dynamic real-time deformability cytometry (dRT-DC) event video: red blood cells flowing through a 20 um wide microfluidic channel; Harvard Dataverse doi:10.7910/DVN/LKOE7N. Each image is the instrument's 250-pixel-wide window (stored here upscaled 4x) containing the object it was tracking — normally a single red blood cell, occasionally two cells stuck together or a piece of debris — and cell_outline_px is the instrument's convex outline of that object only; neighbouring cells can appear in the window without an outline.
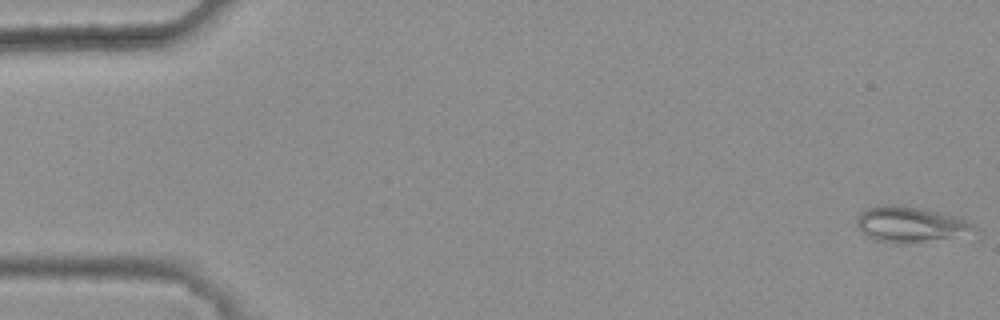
{"species": "common noctule bat (a hibernating species)", "species_latin": "Nyctalus noctula", "temperature_condition": "warm", "stored_images_in_passage": 46, "camera_frame_rate_fps": 3000, "um_per_image_px": 0.085, "animal": {"sex": "female", "body_mass_g": 25.1}, "frame": {"image": 1, "passage_image": 1, "time_ms": 0.0, "image_size_px": [1000, 320], "cell_outline_px": [[980, 232], [976, 240], [904, 244], [896, 244], [876, 240], [864, 236], [860, 232], [856, 224], [856, 220], [860, 212], [868, 208], [884, 204], [892, 204], [920, 208], [952, 216], [964, 220], [972, 224]], "centroid_in_image_um": [77.59, 19.18], "position_along_channel_um": 7.4, "area_um2": 26.18}}
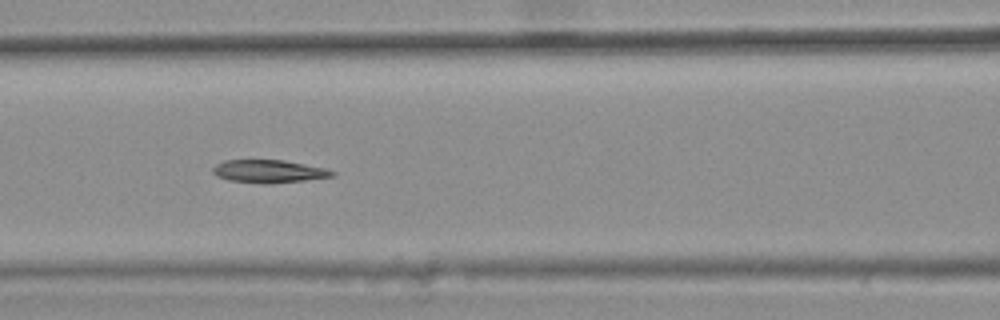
{"frame": {"image": 2, "passage_image": 23, "time_ms": 7.333, "image_size_px": [1000, 320], "cell_outline_px": [[336, 176], [304, 180], [268, 184], [228, 180], [216, 176], [212, 172], [212, 168], [216, 164], [224, 160], [284, 160], [328, 168], [336, 172]], "centroid_in_image_um": [22.87, 14.56], "position_along_channel_um": 143.7, "area_um2": 16.07}}
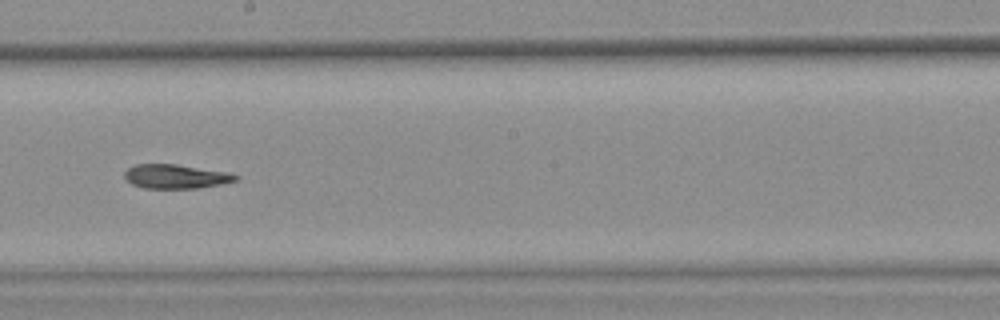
{"frame": {"image": 3, "passage_image": 30, "time_ms": 9.667, "image_size_px": [1000, 320], "cell_outline_px": [[240, 180], [220, 184], [196, 188], [144, 188], [132, 184], [124, 176], [124, 172], [128, 168], [136, 164], [176, 164], [228, 172], [240, 176]], "centroid_in_image_um": [14.97, 14.99], "position_along_channel_um": 233.2, "area_um2": 15.61}, "authors_computed_cell_mechanics": {"area_um2": 16.5019, "velocity_mm_per_s": 3.8471, "shape_relaxation_time_tau1_ms": null, "shape_relaxation_time_tau2_ms": 8.7337, "deformation_change_tau1": null, "deformation_change_tau2": 0.166}}